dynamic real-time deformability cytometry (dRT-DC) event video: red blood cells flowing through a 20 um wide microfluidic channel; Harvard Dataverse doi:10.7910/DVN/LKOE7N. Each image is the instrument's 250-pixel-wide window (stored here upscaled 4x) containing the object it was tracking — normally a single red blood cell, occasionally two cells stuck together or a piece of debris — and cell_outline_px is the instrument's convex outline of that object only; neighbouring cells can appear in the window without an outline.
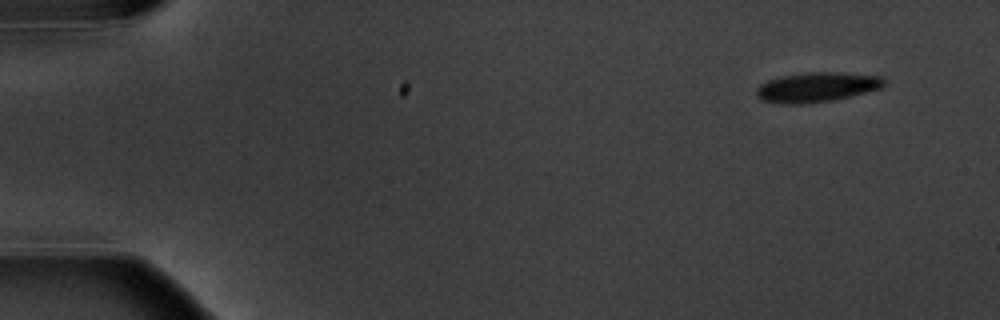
{"species": "common noctule bat (a hibernating species)", "species_latin": "Nyctalus noctula", "temperature_condition": "warm", "stored_images_in_passage": 10, "camera_frame_rate_fps": 3000, "um_per_image_px": 0.085, "animal": {"sex": "male", "body_mass_g": 20.1, "forearm_length_mm": 53.5}, "frame": {"image": 1, "passage_image": 1, "time_ms": 0.0, "image_size_px": [1000, 320], "cell_outline_px": [[888, 80], [884, 88], [852, 96], [832, 100], [804, 104], [780, 104], [760, 100], [756, 96], [756, 88], [760, 84], [768, 80], [780, 76], [808, 72], [840, 72], [884, 76]], "centroid_in_image_um": [69.48, 7.41], "position_along_channel_um": 15.5, "area_um2": 22.72}}
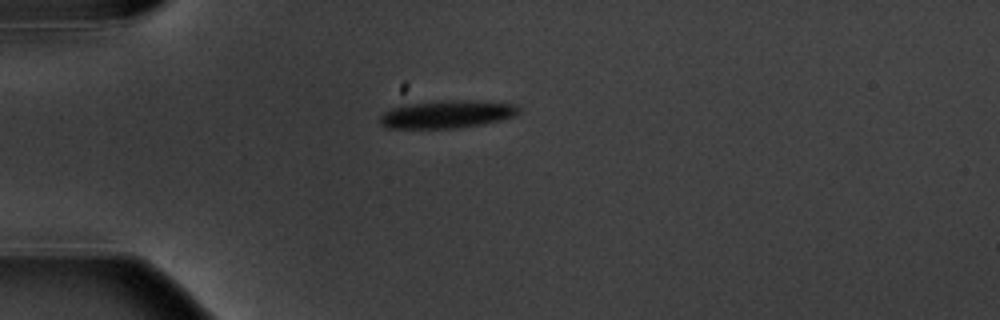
{"frame": {"image": 2, "passage_image": 4, "time_ms": 3.667, "image_size_px": [1000, 320], "cell_outline_px": [[520, 112], [516, 116], [484, 124], [456, 128], [388, 128], [380, 124], [380, 116], [384, 112], [392, 108], [404, 104], [452, 100], [516, 104], [520, 108]], "centroid_in_image_um": [37.99, 9.72], "position_along_channel_um": 47.0, "area_um2": 22.25}}